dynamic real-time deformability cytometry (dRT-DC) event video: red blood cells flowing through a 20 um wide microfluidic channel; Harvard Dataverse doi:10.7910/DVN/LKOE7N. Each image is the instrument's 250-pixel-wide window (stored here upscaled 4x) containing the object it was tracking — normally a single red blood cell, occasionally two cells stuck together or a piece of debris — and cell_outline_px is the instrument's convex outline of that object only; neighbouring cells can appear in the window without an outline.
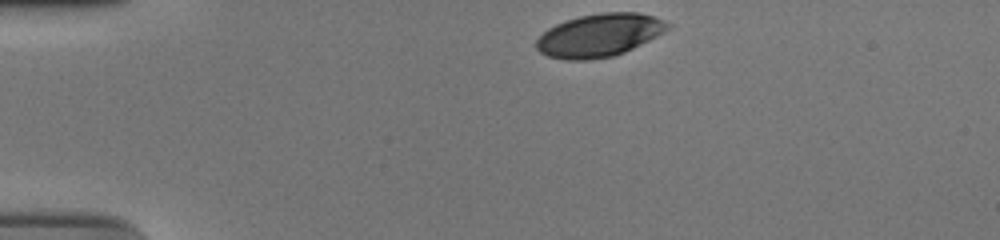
{"species": "human", "species_latin": "Homo sapiens", "temperature_condition": "cold", "stored_images_in_passage": 35, "camera_frame_rate_fps": 3000, "um_per_image_px": 0.085, "donor": {"sex": "male"}, "frame": {"image": 1, "passage_image": 1, "time_ms": 0.0, "image_size_px": [1000, 240], "cell_outline_px": [[672, 24], [664, 32], [624, 52], [612, 56], [588, 60], [568, 60], [548, 56], [540, 52], [536, 48], [536, 40], [548, 28], [564, 20], [580, 16], [604, 12], [636, 12], [652, 16], [664, 20]], "centroid_in_image_um": [50.93, 2.99], "position_along_channel_um": 34.1, "area_um2": 32.66}}
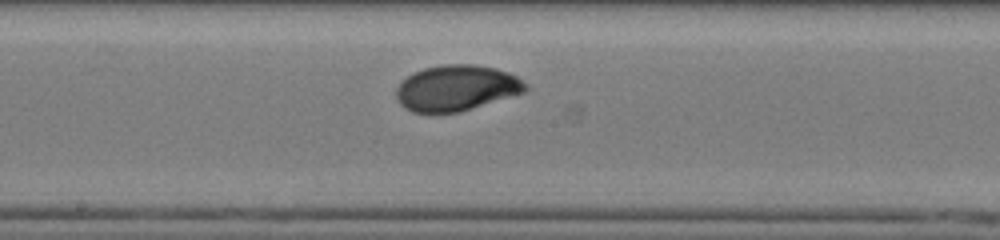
{"frame": {"image": 2, "passage_image": 20, "time_ms": 6.333, "image_size_px": [1000, 240], "cell_outline_px": [[528, 88], [524, 92], [460, 112], [412, 112], [404, 108], [396, 100], [396, 88], [412, 72], [424, 68], [444, 64], [476, 64], [496, 68], [508, 72], [516, 76], [528, 84]], "centroid_in_image_um": [38.79, 7.47], "position_along_channel_um": 209.4, "area_um2": 34.51}}
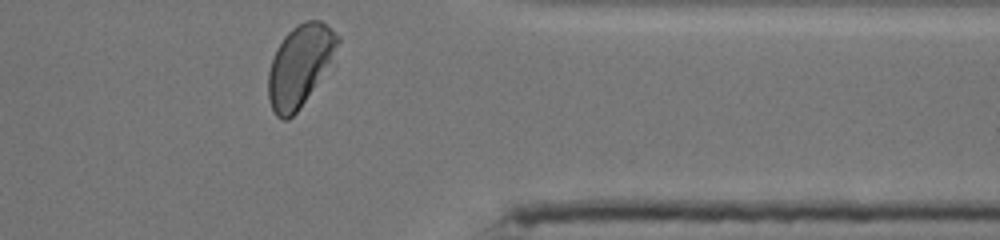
{"frame": {"image": 3, "passage_image": 35, "time_ms": 11.333, "image_size_px": [1000, 240], "cell_outline_px": [[340, 40], [336, 68], [300, 108], [288, 120], [284, 120], [276, 116], [268, 100], [268, 72], [276, 48], [284, 36], [292, 28], [304, 20], [320, 20], [332, 28], [340, 36]], "centroid_in_image_um": [25.61, 5.59], "position_along_channel_um": 385.8, "area_um2": 34.8}, "authors_computed_cell_mechanics": {"area_um2": 33.9864, "velocity_mm_per_s": 3.7071, "shape_relaxation_time_tau1_ms": 2.9119, "shape_relaxation_time_tau2_ms": null, "deformation_change_tau1": 0.123, "deformation_change_tau2": null}}